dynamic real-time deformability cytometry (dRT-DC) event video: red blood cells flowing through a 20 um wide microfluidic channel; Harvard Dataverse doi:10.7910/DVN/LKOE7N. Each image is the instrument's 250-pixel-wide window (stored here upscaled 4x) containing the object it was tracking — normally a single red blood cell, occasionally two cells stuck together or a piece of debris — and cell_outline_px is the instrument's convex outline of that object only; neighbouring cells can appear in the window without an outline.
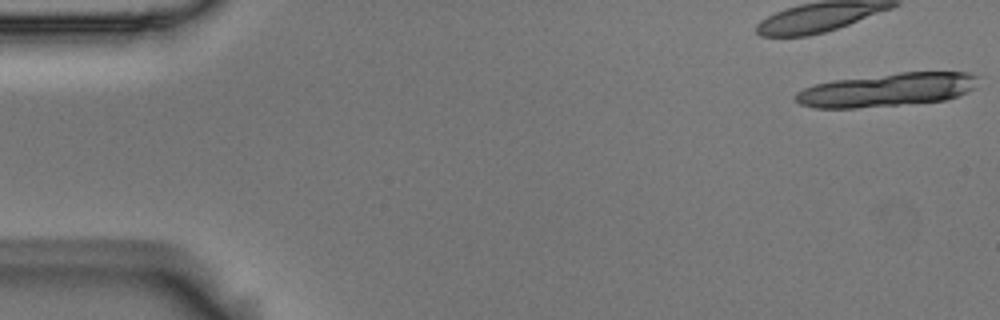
{"species": "Egyptian fruit bat (a non-hibernating species)", "species_latin": "Rousettus aegyptiacus", "temperature_condition": "room temperature", "stored_images_in_passage": 13, "camera_frame_rate_fps": 3000, "um_per_image_px": 0.085, "animal": {"sex": "male"}, "frame": {"image": 1, "passage_image": 1, "time_ms": 0.0, "image_size_px": [1000, 320], "cell_outline_px": [[984, 76], [976, 88], [968, 92], [944, 100], [856, 108], [816, 108], [800, 104], [796, 100], [796, 92], [804, 88], [816, 84], [832, 80], [900, 72], [968, 72]], "centroid_in_image_um": [75.48, 7.61], "position_along_channel_um": 9.5, "area_um2": 35.72}}